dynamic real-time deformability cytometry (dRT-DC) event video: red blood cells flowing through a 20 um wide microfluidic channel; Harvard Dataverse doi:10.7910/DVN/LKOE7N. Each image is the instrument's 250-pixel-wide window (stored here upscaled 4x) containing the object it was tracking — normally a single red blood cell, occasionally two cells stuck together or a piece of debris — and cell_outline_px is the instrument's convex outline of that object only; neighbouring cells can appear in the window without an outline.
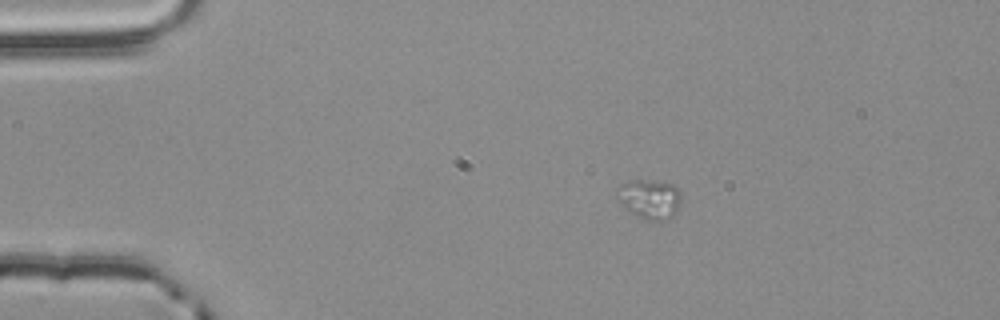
{"species": "common noctule bat (a hibernating species)", "species_latin": "Nyctalus noctula", "temperature_condition": "room temperature", "stored_images_in_passage": 9, "camera_frame_rate_fps": 3000, "um_per_image_px": 0.085, "animal": {"sex": "male", "body_mass_g": 20.4}, "frame": {"image": 1, "passage_image": 1, "time_ms": 0.0, "image_size_px": [1000, 320], "cell_outline_px": [[680, 200], [676, 212], [668, 220], [648, 220], [636, 216], [620, 204], [616, 200], [616, 188], [620, 184], [628, 180], [652, 180], [672, 184], [680, 192]], "centroid_in_image_um": [55.16, 16.9], "position_along_channel_um": 29.8, "area_um2": 14.97}}